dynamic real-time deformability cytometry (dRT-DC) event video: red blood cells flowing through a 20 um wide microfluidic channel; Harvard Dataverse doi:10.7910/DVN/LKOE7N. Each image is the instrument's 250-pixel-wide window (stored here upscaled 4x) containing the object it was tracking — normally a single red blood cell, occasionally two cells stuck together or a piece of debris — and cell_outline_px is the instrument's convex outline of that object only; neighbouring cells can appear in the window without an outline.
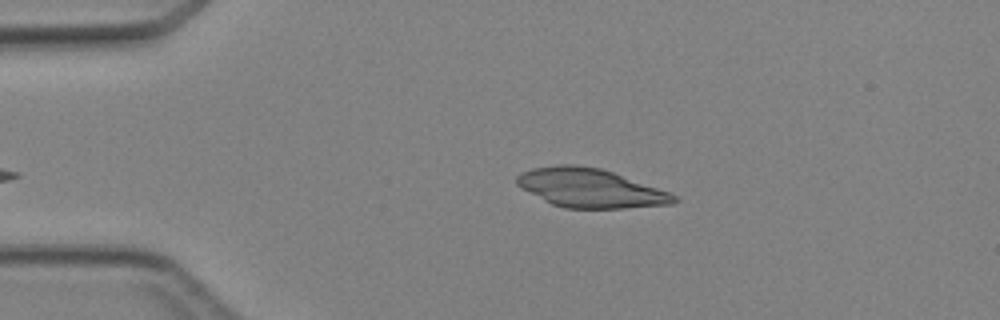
{"species": "Egyptian fruit bat (a non-hibernating species)", "species_latin": "Rousettus aegyptiacus", "temperature_condition": "cold", "stored_images_in_passage": 33, "camera_frame_rate_fps": 3000, "um_per_image_px": 0.085, "animal": {"sex": "female"}, "frame": {"image": 1, "passage_image": 2, "time_ms": 0.333, "image_size_px": [1000, 320], "cell_outline_px": [[680, 200], [672, 204], [624, 208], [564, 208], [552, 204], [544, 200], [516, 184], [516, 176], [520, 172], [532, 168], [556, 164], [576, 164], [600, 168], [612, 172], [668, 192], [676, 196]], "centroid_in_image_um": [50.14, 15.98], "position_along_channel_um": 34.9, "area_um2": 35.32}}
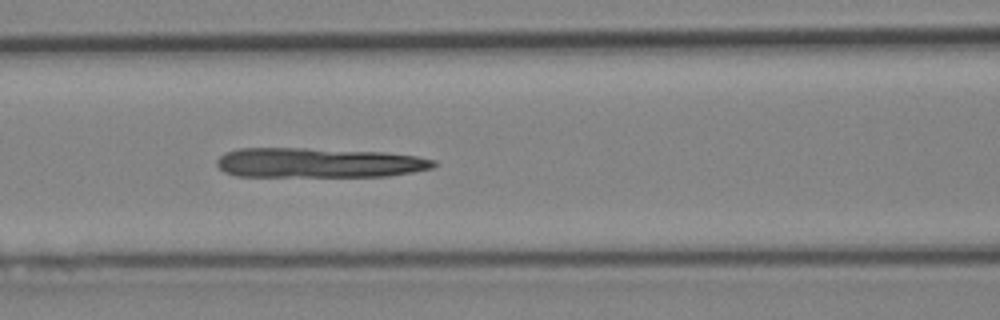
{"frame": {"image": 2, "passage_image": 12, "time_ms": 3.667, "image_size_px": [1000, 320], "cell_outline_px": [[436, 164], [432, 168], [412, 172], [388, 176], [236, 176], [224, 172], [216, 164], [216, 160], [224, 152], [240, 148], [304, 148], [384, 152], [416, 156], [436, 160]], "centroid_in_image_um": [27.05, 13.83], "position_along_channel_um": 139.5, "area_um2": 37.69}}
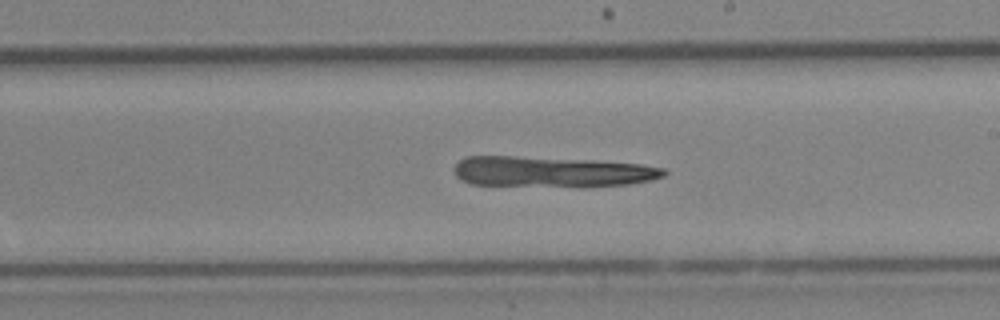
{"frame": {"image": 3, "passage_image": 19, "time_ms": 6.0, "image_size_px": [1000, 320], "cell_outline_px": [[668, 172], [664, 176], [652, 180], [628, 184], [588, 188], [580, 188], [472, 184], [460, 180], [456, 176], [452, 168], [464, 156], [516, 156], [592, 160], [640, 164], [664, 168]], "centroid_in_image_um": [46.9, 14.62], "position_along_channel_um": 242.1, "area_um2": 38.38}}